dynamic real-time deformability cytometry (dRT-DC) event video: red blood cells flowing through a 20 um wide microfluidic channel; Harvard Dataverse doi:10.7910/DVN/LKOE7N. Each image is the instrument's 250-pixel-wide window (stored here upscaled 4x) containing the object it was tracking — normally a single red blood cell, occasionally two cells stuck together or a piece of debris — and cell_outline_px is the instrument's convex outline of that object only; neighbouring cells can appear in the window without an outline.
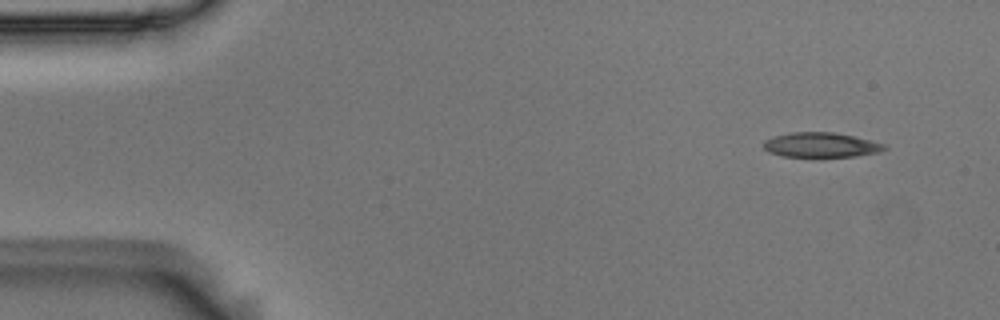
{"species": "Egyptian fruit bat (a non-hibernating species)", "species_latin": "Rousettus aegyptiacus", "temperature_condition": "room temperature", "stored_images_in_passage": 6, "camera_frame_rate_fps": 3000, "um_per_image_px": 0.085, "animal": {"sex": "male"}, "frame": {"image": 1, "passage_image": 2, "time_ms": 0.333, "image_size_px": [1000, 320], "cell_outline_px": [[888, 148], [880, 152], [856, 156], [784, 156], [768, 152], [764, 148], [764, 140], [776, 136], [792, 132], [832, 132], [872, 140], [888, 144]], "centroid_in_image_um": [69.84, 12.31], "position_along_channel_um": 15.2, "area_um2": 17.34}}